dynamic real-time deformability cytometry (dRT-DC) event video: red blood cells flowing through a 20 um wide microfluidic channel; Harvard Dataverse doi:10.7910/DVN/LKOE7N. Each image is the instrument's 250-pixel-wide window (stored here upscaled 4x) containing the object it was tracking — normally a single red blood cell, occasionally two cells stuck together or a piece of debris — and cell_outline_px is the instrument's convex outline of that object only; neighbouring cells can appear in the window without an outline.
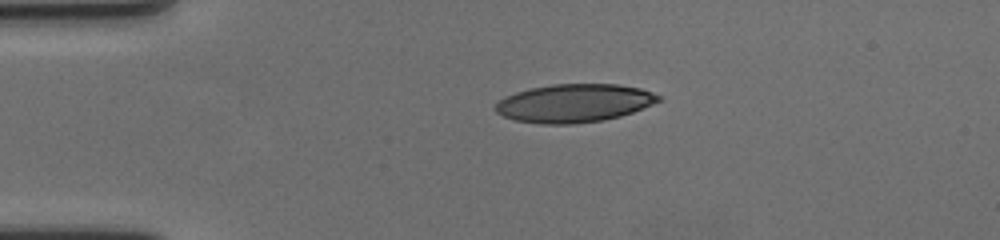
{"species": "human", "species_latin": "Homo sapiens", "temperature_condition": "cold", "stored_images_in_passage": 47, "camera_frame_rate_fps": 3000, "um_per_image_px": 0.085, "donor": {"sex": "female"}, "frame": {"image": 1, "passage_image": 1, "time_ms": 0.0, "image_size_px": [1000, 240], "cell_outline_px": [[664, 100], [632, 112], [620, 116], [604, 120], [572, 124], [540, 124], [516, 120], [504, 116], [496, 112], [492, 108], [504, 96], [516, 92], [532, 88], [552, 84], [620, 84], [640, 88], [664, 96]], "centroid_in_image_um": [48.84, 8.76], "position_along_channel_um": 36.2, "area_um2": 36.59}}
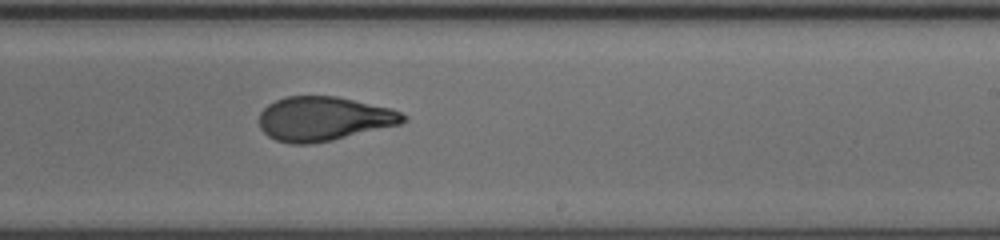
{"frame": {"image": 2, "passage_image": 24, "time_ms": 7.667, "image_size_px": [1000, 240], "cell_outline_px": [[408, 120], [400, 124], [332, 140], [312, 144], [288, 144], [276, 140], [268, 136], [260, 128], [260, 112], [268, 104], [284, 96], [336, 96], [392, 108], [408, 116]], "centroid_in_image_um": [27.52, 10.09], "position_along_channel_um": 261.5, "area_um2": 37.22}}
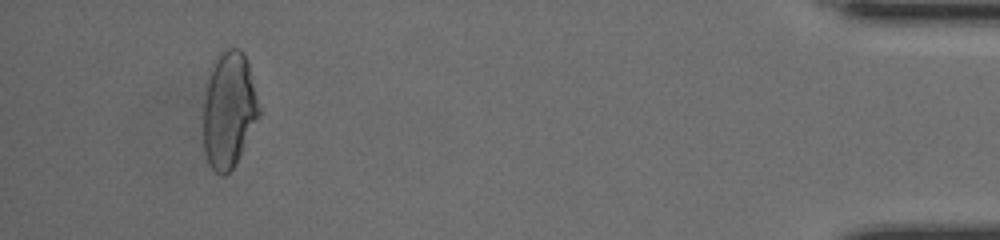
{"frame": {"image": 3, "passage_image": 43, "time_ms": 14.0, "image_size_px": [1000, 240], "cell_outline_px": [[260, 116], [232, 168], [224, 176], [220, 176], [208, 164], [204, 152], [204, 100], [208, 68], [212, 60], [224, 48], [240, 48], [244, 52], [248, 60], [260, 108]], "centroid_in_image_um": [19.44, 9.26], "position_along_channel_um": 415.8, "area_um2": 38.21}, "authors_computed_cell_mechanics": {"area_um2": 37.8012, "velocity_mm_per_s": 3.5198, "shape_relaxation_time_tau1_ms": 6.3103, "shape_relaxation_time_tau2_ms": 1.8278, "deformation_change_tau1": 0.2158, "deformation_change_tau2": 0.0906}}